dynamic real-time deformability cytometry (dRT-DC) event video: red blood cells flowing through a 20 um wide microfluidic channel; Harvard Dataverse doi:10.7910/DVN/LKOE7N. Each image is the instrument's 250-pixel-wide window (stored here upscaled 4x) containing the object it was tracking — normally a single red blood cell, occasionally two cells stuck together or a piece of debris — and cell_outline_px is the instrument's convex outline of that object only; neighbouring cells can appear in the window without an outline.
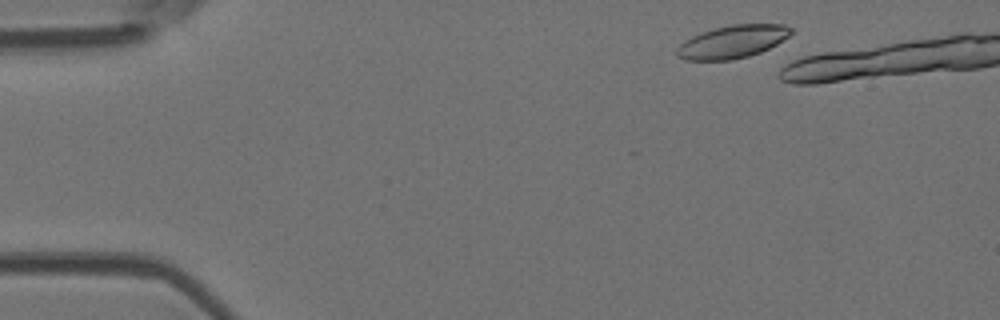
{"species": "Egyptian fruit bat (a non-hibernating species)", "species_latin": "Rousettus aegyptiacus", "temperature_condition": "room temperature", "stored_images_in_passage": 2, "camera_frame_rate_fps": 3000, "um_per_image_px": 0.085, "animal": {"sex": "female"}, "frame": {"image": 1, "passage_image": 1, "time_ms": 0.0, "image_size_px": [1000, 320], "cell_outline_px": [[792, 32], [788, 36], [776, 44], [760, 52], [748, 56], [732, 60], [684, 60], [676, 56], [676, 48], [684, 40], [700, 32], [732, 24], [784, 24], [792, 28]], "centroid_in_image_um": [62.22, 3.55], "position_along_channel_um": 22.8, "area_um2": 21.85}}